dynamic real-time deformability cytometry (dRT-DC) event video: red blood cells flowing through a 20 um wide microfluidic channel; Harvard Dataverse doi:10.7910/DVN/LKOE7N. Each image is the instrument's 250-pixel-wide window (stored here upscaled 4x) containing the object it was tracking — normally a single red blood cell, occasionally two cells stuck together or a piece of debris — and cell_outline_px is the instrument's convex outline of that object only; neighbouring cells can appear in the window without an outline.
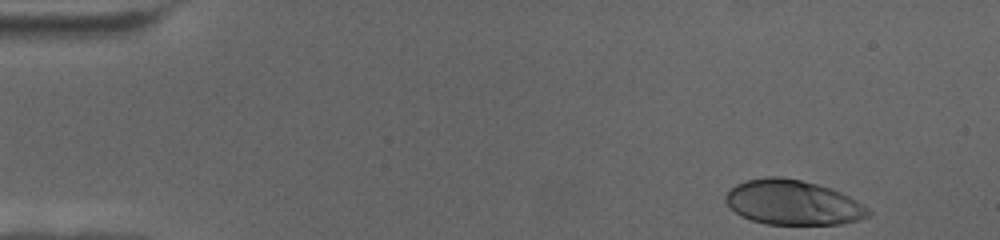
{"species": "human", "species_latin": "Homo sapiens", "temperature_condition": "cold", "stored_images_in_passage": 52, "camera_frame_rate_fps": 3000, "um_per_image_px": 0.085, "donor": {"sex": "female"}, "frame": {"image": 1, "passage_image": 1, "time_ms": 0.0, "image_size_px": [1000, 240], "cell_outline_px": [[872, 216], [860, 220], [840, 224], [764, 224], [740, 216], [724, 200], [724, 196], [736, 184], [748, 180], [768, 176], [780, 176], [800, 180], [816, 184], [840, 192], [856, 200], [868, 208], [872, 212]], "centroid_in_image_um": [67.41, 17.22], "position_along_channel_um": 17.6, "area_um2": 37.17}}
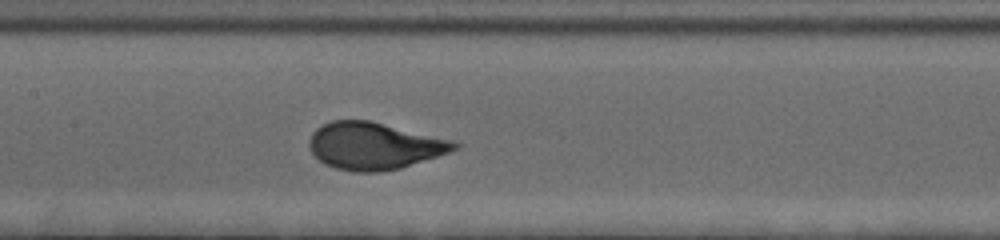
{"frame": {"image": 2, "passage_image": 28, "time_ms": 9.0, "image_size_px": [1000, 240], "cell_outline_px": [[460, 148], [400, 168], [380, 172], [352, 172], [336, 168], [324, 164], [308, 148], [308, 140], [312, 132], [316, 128], [332, 120], [368, 120], [452, 140], [460, 144]], "centroid_in_image_um": [31.76, 12.4], "position_along_channel_um": 175.6, "area_um2": 39.59}}
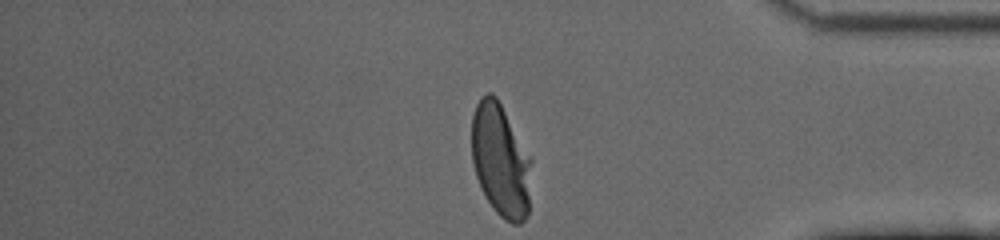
{"frame": {"image": 3, "passage_image": 52, "time_ms": 17.0, "image_size_px": [1000, 240], "cell_outline_px": [[532, 160], [528, 216], [520, 224], [512, 224], [504, 220], [496, 212], [480, 188], [476, 176], [472, 160], [472, 116], [476, 104], [480, 96], [488, 92], [492, 92], [496, 96], [532, 156]], "centroid_in_image_um": [42.57, 13.62], "position_along_channel_um": 392.6, "area_um2": 40.0}}